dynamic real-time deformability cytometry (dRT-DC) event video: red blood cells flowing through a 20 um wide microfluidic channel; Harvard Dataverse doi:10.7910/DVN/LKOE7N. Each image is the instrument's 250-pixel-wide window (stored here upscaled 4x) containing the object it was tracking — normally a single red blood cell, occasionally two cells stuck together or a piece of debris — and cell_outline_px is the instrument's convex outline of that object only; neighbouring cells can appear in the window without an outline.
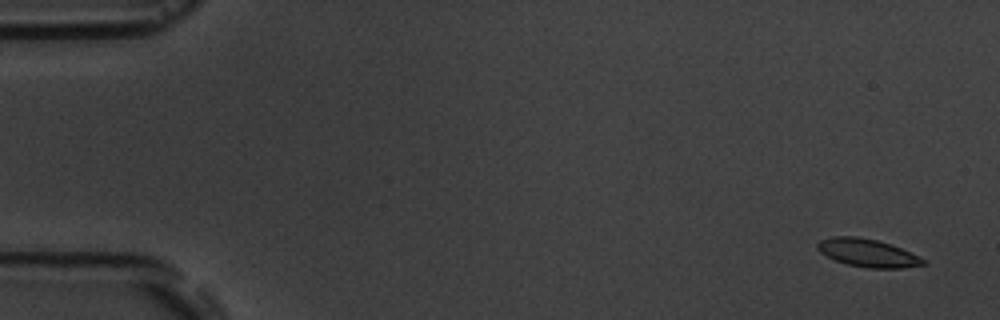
{"species": "common noctule bat (a hibernating species)", "species_latin": "Nyctalus noctula", "temperature_condition": "room temperature", "stored_images_in_passage": 4, "camera_frame_rate_fps": 3000, "um_per_image_px": 0.085, "animal": {"sex": "male", "body_mass_g": 19.5, "forearm_length_mm": 54.6}, "frame": {"image": 1, "passage_image": 1, "time_ms": 0.0, "image_size_px": [1000, 320], "cell_outline_px": [[928, 264], [900, 268], [868, 268], [848, 264], [836, 260], [820, 252], [816, 248], [816, 244], [820, 240], [832, 236], [856, 236], [876, 240], [892, 244], [924, 260]], "centroid_in_image_um": [73.71, 21.49], "position_along_channel_um": 11.3, "area_um2": 16.99}}